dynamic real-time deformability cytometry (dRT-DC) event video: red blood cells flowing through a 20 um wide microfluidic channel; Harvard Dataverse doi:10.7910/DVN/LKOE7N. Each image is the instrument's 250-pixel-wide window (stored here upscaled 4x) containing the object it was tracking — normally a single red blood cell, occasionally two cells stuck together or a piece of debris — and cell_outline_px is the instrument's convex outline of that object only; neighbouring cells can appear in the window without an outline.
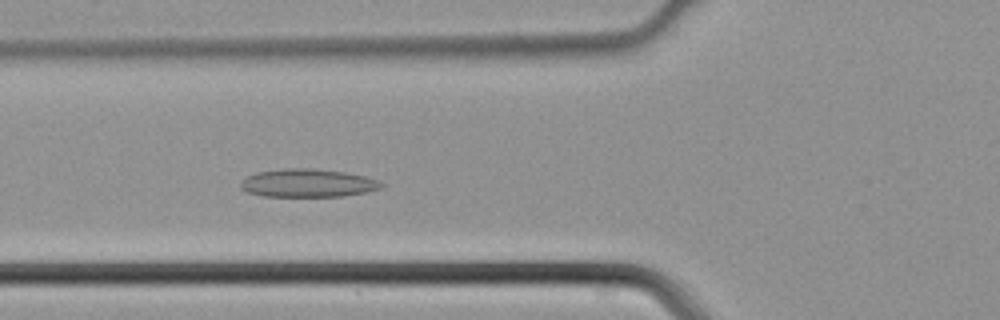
{"species": "common noctule bat (a hibernating species)", "species_latin": "Nyctalus noctula", "temperature_condition": "cold", "stored_images_in_passage": 33, "camera_frame_rate_fps": 3000, "um_per_image_px": 0.085, "animal": {"sex": "male", "body_mass_g": 21.5, "forearm_length_mm": 52.0}, "frame": {"image": 1, "passage_image": 13, "time_ms": 4.0, "image_size_px": [1000, 320], "cell_outline_px": [[384, 188], [368, 192], [340, 196], [264, 196], [248, 192], [240, 188], [240, 184], [248, 176], [256, 172], [284, 168], [312, 168], [344, 172], [368, 176], [384, 184]], "centroid_in_image_um": [26.2, 15.55], "position_along_channel_um": 99.6, "area_um2": 23.12}}
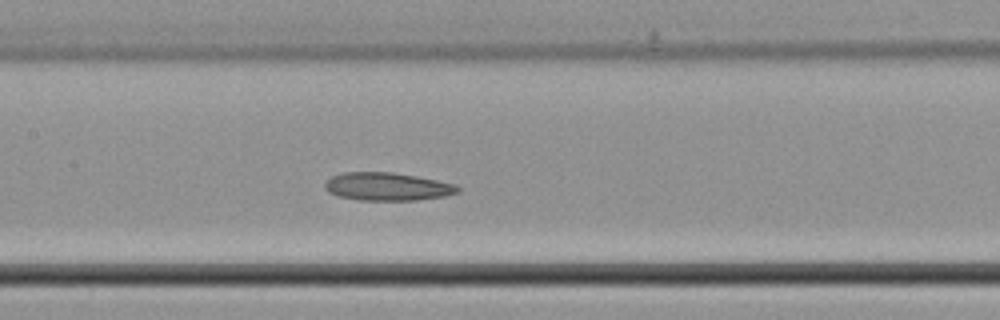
{"frame": {"image": 2, "passage_image": 18, "time_ms": 5.667, "image_size_px": [1000, 320], "cell_outline_px": [[460, 192], [444, 196], [416, 200], [360, 200], [336, 196], [328, 192], [324, 188], [324, 184], [332, 176], [344, 172], [392, 172], [416, 176], [456, 184], [460, 188]], "centroid_in_image_um": [32.91, 15.86], "position_along_channel_um": 174.5, "area_um2": 21.73}}
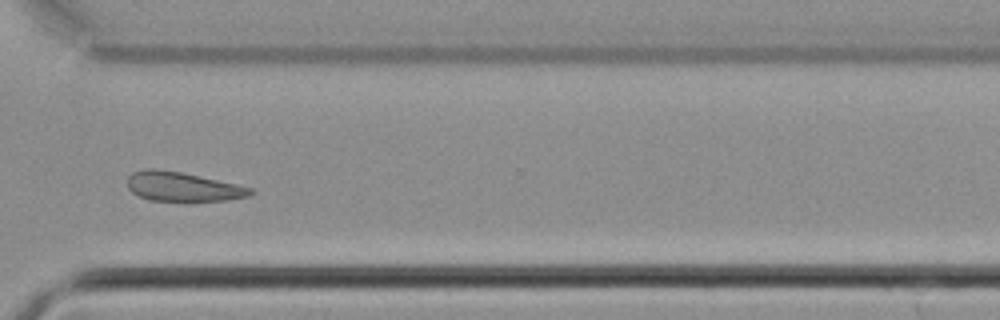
{"frame": {"image": 3, "passage_image": 30, "time_ms": 9.667, "image_size_px": [1000, 320], "cell_outline_px": [[256, 192], [248, 196], [228, 200], [148, 200], [136, 196], [128, 188], [128, 176], [132, 172], [144, 168], [152, 168], [180, 172], [236, 184], [252, 188]], "centroid_in_image_um": [15.48, 15.86], "position_along_channel_um": 355.1, "area_um2": 20.81}}